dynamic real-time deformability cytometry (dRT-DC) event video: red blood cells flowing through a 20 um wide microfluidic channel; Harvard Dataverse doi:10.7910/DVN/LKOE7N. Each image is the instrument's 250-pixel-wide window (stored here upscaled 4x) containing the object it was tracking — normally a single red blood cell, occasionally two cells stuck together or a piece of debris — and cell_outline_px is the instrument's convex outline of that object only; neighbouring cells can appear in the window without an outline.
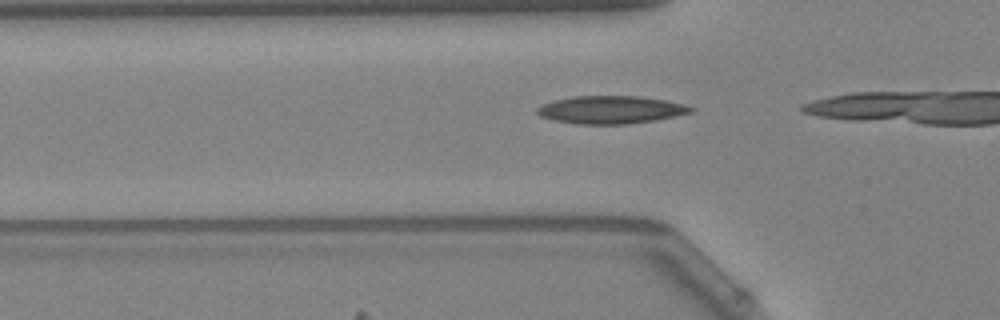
{"species": "Egyptian fruit bat (a non-hibernating species)", "species_latin": "Rousettus aegyptiacus", "temperature_condition": "warm", "stored_images_in_passage": 5, "camera_frame_rate_fps": 3000, "um_per_image_px": 0.085, "animal": {"sex": "female"}, "frame": {"image": 1, "passage_image": 2, "time_ms": 0.333, "image_size_px": [1000, 320], "cell_outline_px": [[696, 108], [692, 112], [652, 120], [624, 124], [580, 124], [556, 120], [540, 116], [536, 112], [536, 108], [544, 104], [556, 100], [572, 96], [636, 96], [664, 100], [684, 104]], "centroid_in_image_um": [51.9, 9.32], "position_along_channel_um": 73.9, "area_um2": 24.45}}